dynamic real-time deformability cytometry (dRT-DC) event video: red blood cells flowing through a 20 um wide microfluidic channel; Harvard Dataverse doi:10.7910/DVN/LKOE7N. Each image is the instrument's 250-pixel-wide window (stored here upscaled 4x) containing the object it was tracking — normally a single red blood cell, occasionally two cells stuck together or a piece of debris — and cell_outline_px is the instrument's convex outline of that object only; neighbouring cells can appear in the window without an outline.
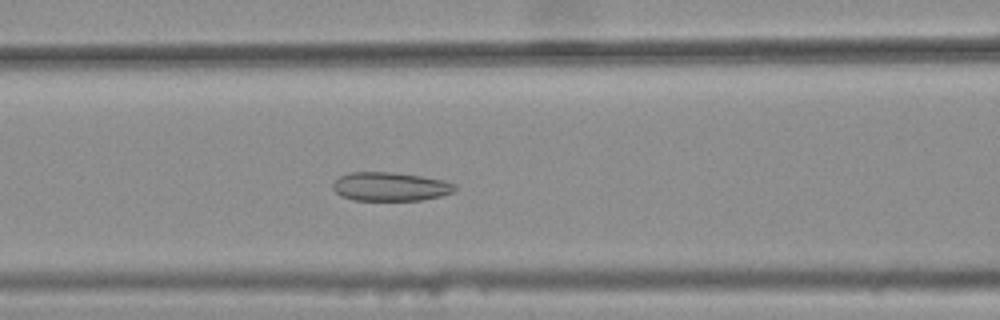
{"species": "common noctule bat (a hibernating species)", "species_latin": "Nyctalus noctula", "temperature_condition": "warm", "stored_images_in_passage": 44, "camera_frame_rate_fps": 3000, "um_per_image_px": 0.085, "animal": {"sex": "female", "body_mass_g": 25.1}, "frame": {"image": 1, "passage_image": 22, "time_ms": 7.0, "image_size_px": [1000, 320], "cell_outline_px": [[456, 188], [452, 192], [440, 196], [420, 200], [352, 200], [340, 196], [332, 188], [332, 184], [340, 176], [348, 172], [392, 172], [420, 176], [444, 180], [456, 184]], "centroid_in_image_um": [33.14, 15.86], "position_along_channel_um": 133.5, "area_um2": 20.46}}
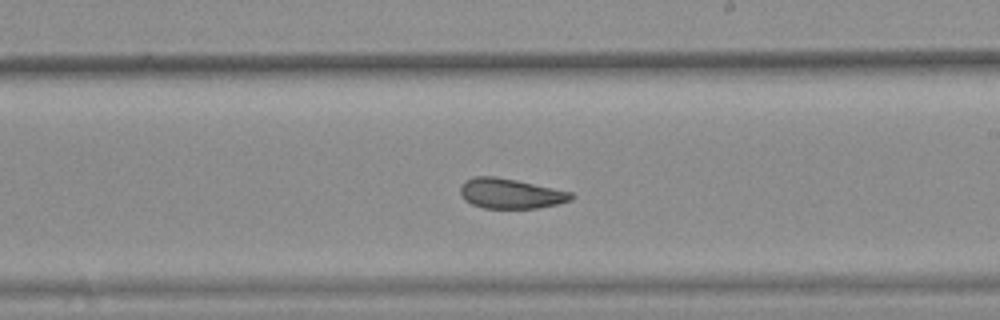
{"frame": {"image": 2, "passage_image": 31, "time_ms": 10.0, "image_size_px": [1000, 320], "cell_outline_px": [[576, 196], [572, 200], [556, 204], [536, 208], [484, 208], [472, 204], [464, 200], [460, 192], [460, 184], [464, 180], [472, 176], [496, 176], [516, 180], [572, 192]], "centroid_in_image_um": [43.37, 16.44], "position_along_channel_um": 245.6, "area_um2": 19.54}}
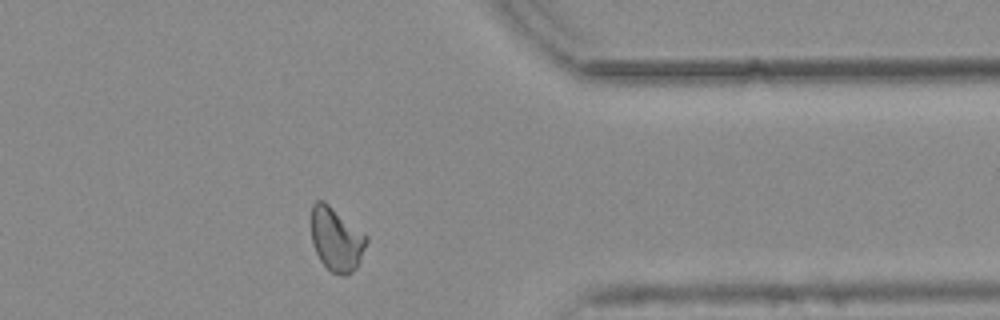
{"frame": {"image": 3, "passage_image": 43, "time_ms": 14.0, "image_size_px": [1000, 320], "cell_outline_px": [[368, 240], [356, 268], [352, 272], [344, 276], [340, 276], [332, 272], [320, 260], [312, 244], [312, 204], [316, 200], [324, 200], [368, 236]], "centroid_in_image_um": [28.59, 20.33], "position_along_channel_um": 382.8, "area_um2": 20.4}, "authors_computed_cell_mechanics": {"area_um2": 20.8658, "velocity_mm_per_s": 3.7493, "shape_relaxation_time_tau1_ms": null, "shape_relaxation_time_tau2_ms": 2.4343, "deformation_change_tau1": null, "deformation_change_tau2": 0.0922}}